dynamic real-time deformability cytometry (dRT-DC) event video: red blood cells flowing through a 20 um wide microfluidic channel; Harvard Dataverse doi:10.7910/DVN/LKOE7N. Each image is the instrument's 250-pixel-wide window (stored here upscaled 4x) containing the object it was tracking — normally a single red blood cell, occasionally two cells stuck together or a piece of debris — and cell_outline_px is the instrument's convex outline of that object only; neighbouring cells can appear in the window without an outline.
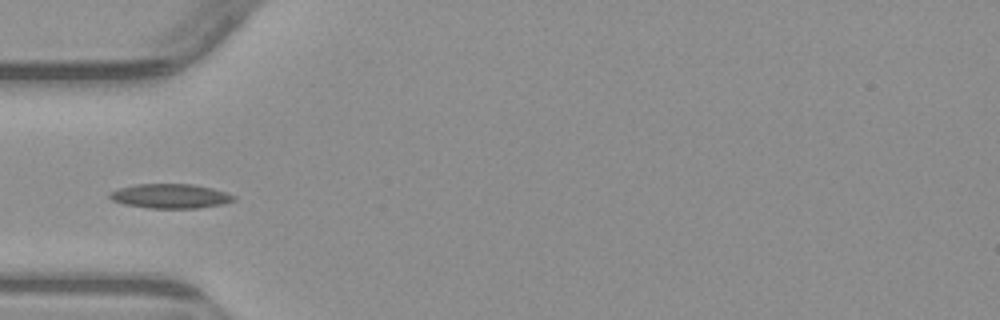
{"species": "common noctule bat (a hibernating species)", "species_latin": "Nyctalus noctula", "temperature_condition": "warm", "stored_images_in_passage": 4, "camera_frame_rate_fps": 3000, "um_per_image_px": 0.085, "animal": {"sex": "male", "body_mass_g": 23.1, "forearm_length_mm": 52.7}, "frame": {"image": 1, "passage_image": 4, "time_ms": 3.667, "image_size_px": [1000, 320], "cell_outline_px": [[236, 200], [224, 204], [196, 208], [148, 208], [124, 204], [112, 200], [108, 196], [108, 192], [120, 188], [136, 184], [192, 184], [212, 188], [236, 196]], "centroid_in_image_um": [14.47, 16.67], "position_along_channel_um": 70.5, "area_um2": 17.69}}